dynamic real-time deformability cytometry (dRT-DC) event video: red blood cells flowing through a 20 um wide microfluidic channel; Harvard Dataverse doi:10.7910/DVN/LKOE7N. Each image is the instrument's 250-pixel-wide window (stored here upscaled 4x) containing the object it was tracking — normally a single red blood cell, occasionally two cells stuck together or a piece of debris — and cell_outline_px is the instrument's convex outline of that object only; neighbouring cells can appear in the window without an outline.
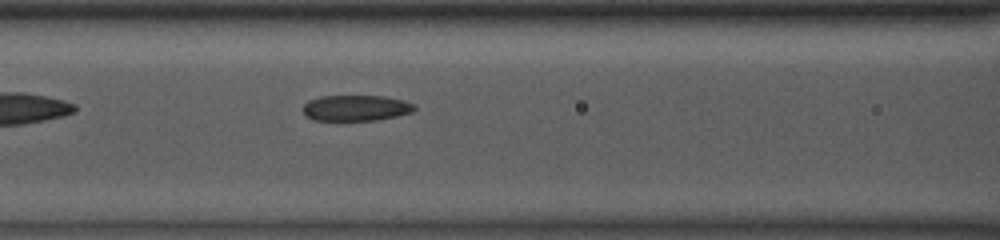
{"species": "common noctule bat (a hibernating species)", "species_latin": "Nyctalus noctula", "temperature_condition": "room temperature", "stored_images_in_passage": 37, "camera_frame_rate_fps": 3000, "um_per_image_px": 0.085, "animal": {"sex": "male", "body_mass_g": 13.0, "forearm_length_mm": 53.1}, "frame": {"image": 1, "passage_image": 8, "time_ms": 2.333, "image_size_px": [1000, 240], "cell_outline_px": [[416, 108], [412, 112], [396, 116], [376, 120], [312, 120], [304, 116], [304, 104], [308, 100], [320, 96], [384, 96], [404, 100], [416, 104]], "centroid_in_image_um": [30.25, 9.17], "position_along_channel_um": 136.3, "area_um2": 16.88}}
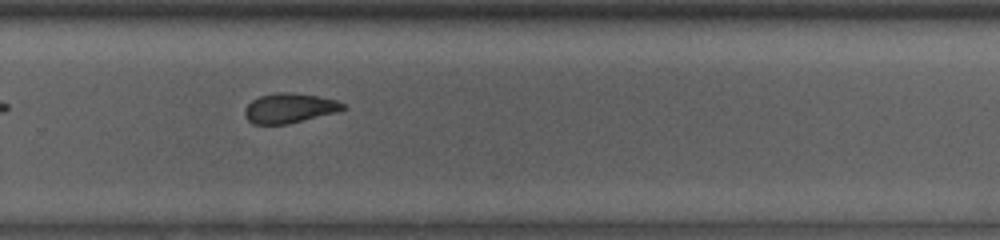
{"frame": {"image": 2, "passage_image": 21, "time_ms": 6.667, "image_size_px": [1000, 240], "cell_outline_px": [[348, 108], [336, 112], [288, 124], [252, 124], [244, 116], [244, 108], [252, 100], [260, 96], [276, 92], [288, 92], [316, 96], [336, 100], [344, 104]], "centroid_in_image_um": [24.57, 9.19], "position_along_channel_um": 305.2, "area_um2": 16.99}}
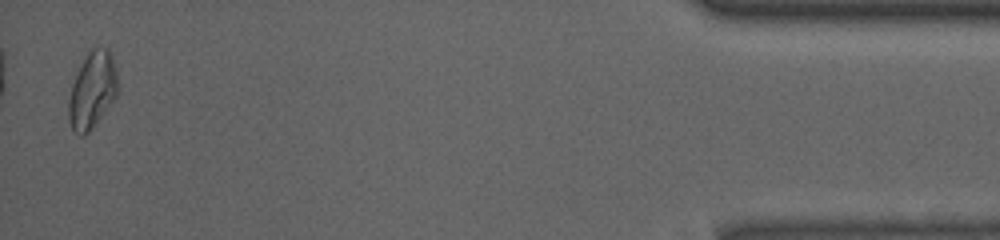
{"frame": {"image": 3, "passage_image": 36, "time_ms": 11.667, "image_size_px": [1000, 240], "cell_outline_px": [[116, 96], [92, 128], [84, 136], [80, 136], [72, 132], [68, 120], [68, 100], [72, 84], [80, 64], [88, 52], [92, 48], [108, 48], [116, 64]], "centroid_in_image_um": [7.81, 7.68], "position_along_channel_um": 427.4, "area_um2": 21.85}, "authors_computed_cell_mechanics": {"area_um2": 17.918, "velocity_mm_per_s": 3.9183, "shape_relaxation_time_tau1_ms": null, "shape_relaxation_time_tau2_ms": 1.9425, "deformation_change_tau1": null, "deformation_change_tau2": 0.0879}}